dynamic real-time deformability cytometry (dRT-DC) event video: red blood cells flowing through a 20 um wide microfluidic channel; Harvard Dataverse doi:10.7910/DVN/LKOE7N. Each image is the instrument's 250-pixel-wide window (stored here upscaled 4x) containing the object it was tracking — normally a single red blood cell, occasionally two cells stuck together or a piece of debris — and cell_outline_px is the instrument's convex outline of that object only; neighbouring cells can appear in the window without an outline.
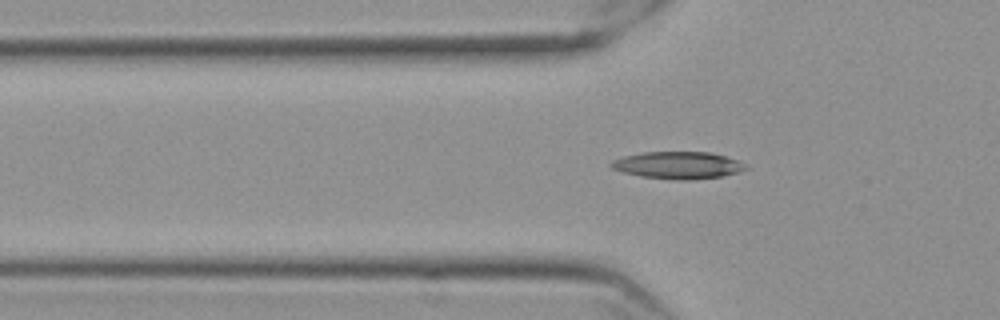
{"species": "Egyptian fruit bat (a non-hibernating species)", "species_latin": "Rousettus aegyptiacus", "temperature_condition": "cold", "stored_images_in_passage": 53, "camera_frame_rate_fps": 3000, "um_per_image_px": 0.085, "frame": {"image": 1, "passage_image": 19, "time_ms": 6.0, "image_size_px": [1000, 320], "cell_outline_px": [[748, 168], [736, 172], [720, 176], [688, 180], [680, 180], [640, 176], [624, 172], [612, 168], [608, 164], [612, 160], [624, 156], [644, 152], [708, 152], [724, 156], [736, 160], [744, 164]], "centroid_in_image_um": [57.57, 14.04], "position_along_channel_um": 68.2, "area_um2": 20.92}}
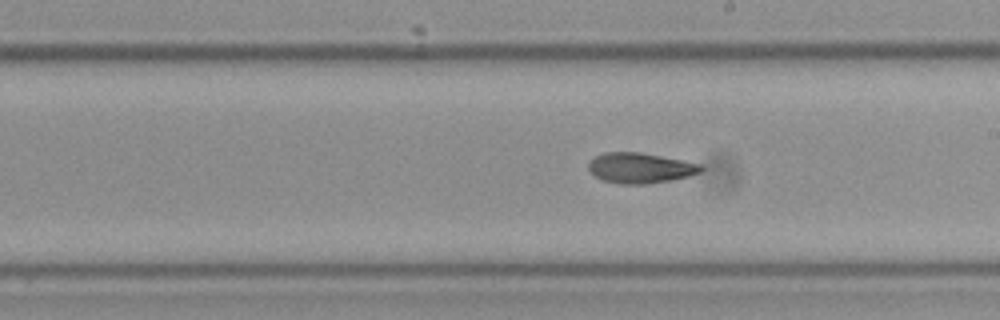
{"frame": {"image": 2, "passage_image": 33, "time_ms": 10.667, "image_size_px": [1000, 320], "cell_outline_px": [[704, 168], [700, 172], [688, 176], [672, 180], [648, 184], [620, 184], [600, 180], [588, 168], [588, 160], [604, 152], [640, 152], [700, 164]], "centroid_in_image_um": [54.38, 14.28], "position_along_channel_um": 234.6, "area_um2": 19.88}}
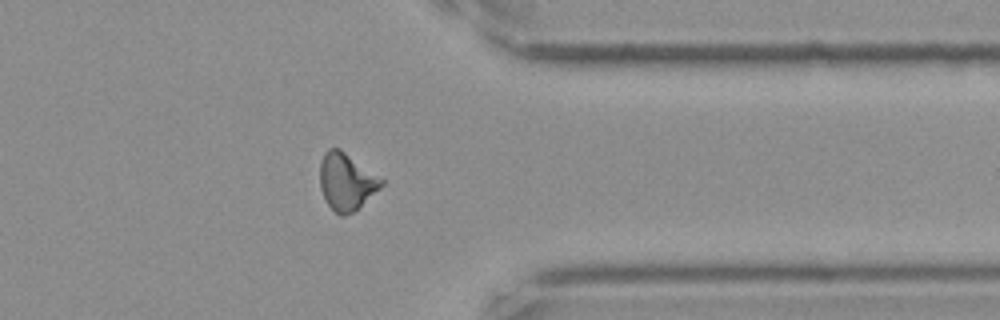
{"frame": {"image": 3, "passage_image": 46, "time_ms": 15.0, "image_size_px": [1000, 320], "cell_outline_px": [[384, 184], [380, 188], [352, 212], [344, 216], [340, 216], [328, 204], [320, 188], [320, 164], [324, 152], [328, 148], [340, 148], [384, 180]], "centroid_in_image_um": [29.43, 15.41], "position_along_channel_um": 382.0, "area_um2": 20.11}, "authors_computed_cell_mechanics": {"area_um2": 19.941, "velocity_mm_per_s": 3.5646, "shape_relaxation_time_tau1_ms": 10.6353, "shape_relaxation_time_tau2_ms": 5.0506, "deformation_change_tau1": 0.2447, "deformation_change_tau2": 0.1331}}